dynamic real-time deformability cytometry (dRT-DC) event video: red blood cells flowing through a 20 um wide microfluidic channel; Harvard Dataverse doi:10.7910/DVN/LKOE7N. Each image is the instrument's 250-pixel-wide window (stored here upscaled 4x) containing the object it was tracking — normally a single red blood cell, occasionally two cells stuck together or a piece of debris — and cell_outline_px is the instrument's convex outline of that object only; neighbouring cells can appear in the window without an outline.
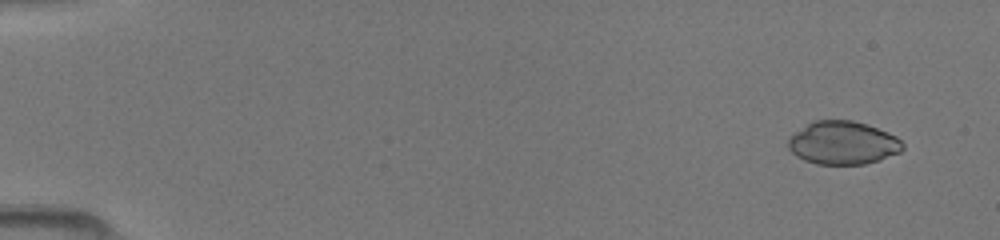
{"species": "common noctule bat (a hibernating species)", "species_latin": "Nyctalus noctula", "temperature_condition": "room temperature", "stored_images_in_passage": 37, "camera_frame_rate_fps": 3000, "um_per_image_px": 0.085, "animal": {"sex": "female", "body_mass_g": 19.5, "forearm_length_mm": 54.1}, "frame": {"image": 1, "passage_image": 2, "time_ms": 0.333, "image_size_px": [1000, 240], "cell_outline_px": [[904, 148], [900, 152], [880, 160], [864, 164], [816, 164], [804, 160], [796, 156], [788, 148], [788, 136], [812, 120], [852, 120], [868, 124], [888, 132], [896, 136], [904, 144]], "centroid_in_image_um": [71.63, 12.13], "position_along_channel_um": 13.4, "area_um2": 29.13}}
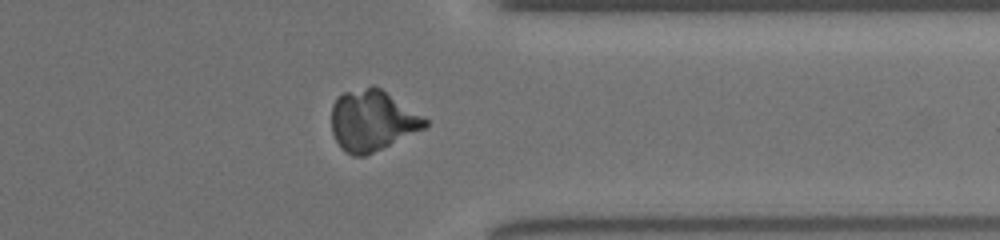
{"frame": {"image": 2, "passage_image": 28, "time_ms": 9.0, "image_size_px": [1000, 240], "cell_outline_px": [[428, 124], [424, 128], [364, 156], [352, 156], [344, 152], [340, 148], [332, 132], [332, 104], [336, 96], [344, 92], [372, 84], [380, 88], [428, 120]], "centroid_in_image_um": [31.58, 10.23], "position_along_channel_um": 379.8, "area_um2": 32.89}}
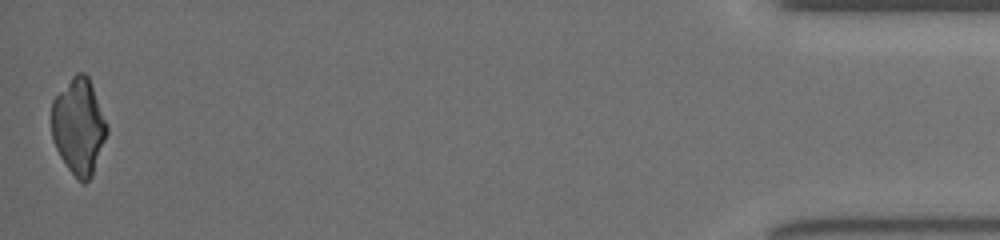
{"frame": {"image": 3, "passage_image": 37, "time_ms": 12.0, "image_size_px": [1000, 240], "cell_outline_px": [[108, 132], [92, 176], [84, 184], [68, 168], [60, 156], [52, 140], [52, 100], [72, 76], [76, 72], [84, 72], [88, 76], [108, 128]], "centroid_in_image_um": [6.68, 10.74], "position_along_channel_um": 428.5, "area_um2": 30.58}}